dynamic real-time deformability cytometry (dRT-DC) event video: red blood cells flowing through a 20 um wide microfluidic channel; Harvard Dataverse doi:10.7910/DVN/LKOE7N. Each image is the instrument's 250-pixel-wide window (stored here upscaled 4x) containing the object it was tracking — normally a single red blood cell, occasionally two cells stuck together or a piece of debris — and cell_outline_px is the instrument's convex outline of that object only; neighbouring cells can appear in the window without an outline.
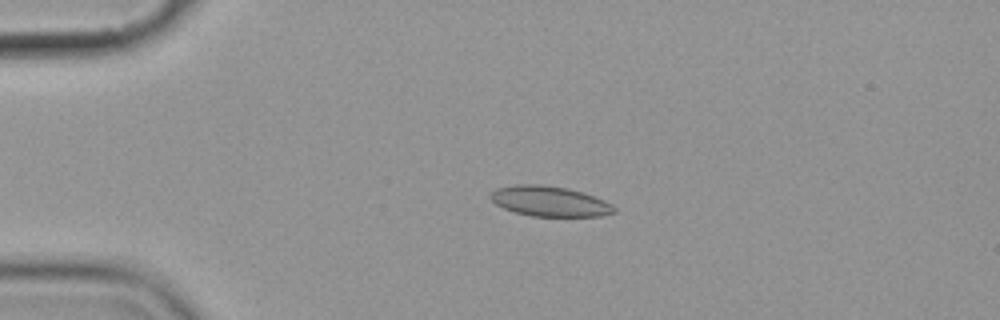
{"species": "common noctule bat (a hibernating species)", "species_latin": "Nyctalus noctula", "temperature_condition": "cold", "stored_images_in_passage": 5, "camera_frame_rate_fps": 3000, "um_per_image_px": 0.085, "animal": {"sex": "female", "body_mass_g": 19.9}, "frame": {"image": 1, "passage_image": 4, "time_ms": 3.667, "image_size_px": [1000, 320], "cell_outline_px": [[616, 212], [600, 216], [532, 216], [516, 212], [504, 208], [496, 204], [488, 196], [496, 188], [516, 184], [540, 184], [568, 188], [604, 200], [612, 204], [616, 208]], "centroid_in_image_um": [46.71, 17.1], "position_along_channel_um": 38.3, "area_um2": 21.68}}